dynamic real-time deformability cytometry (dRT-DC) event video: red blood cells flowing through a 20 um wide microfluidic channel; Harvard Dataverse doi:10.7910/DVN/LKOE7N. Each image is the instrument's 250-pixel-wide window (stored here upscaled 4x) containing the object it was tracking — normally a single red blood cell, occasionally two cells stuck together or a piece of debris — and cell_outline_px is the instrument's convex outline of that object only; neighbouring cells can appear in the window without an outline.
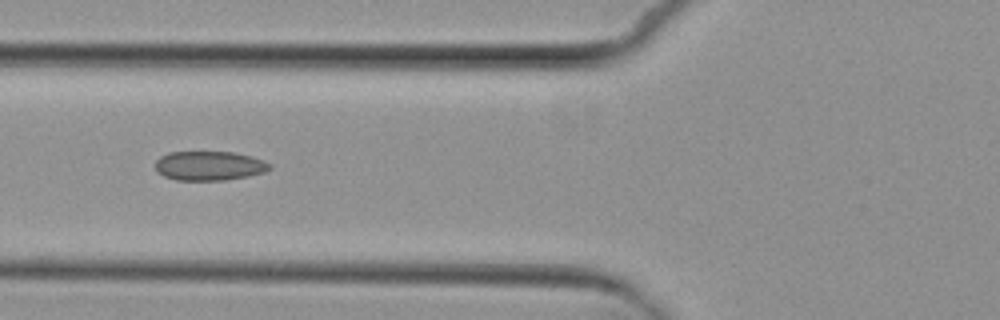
{"species": "common noctule bat (a hibernating species)", "species_latin": "Nyctalus noctula", "temperature_condition": "cold", "stored_images_in_passage": 4, "camera_frame_rate_fps": 3000, "um_per_image_px": 0.085, "animal": {"sex": "female", "body_mass_g": 29.2, "forearm_length_mm": 56.3}, "frame": {"image": 1, "passage_image": 3, "time_ms": 2.333, "image_size_px": [1000, 320], "cell_outline_px": [[272, 168], [264, 172], [248, 176], [224, 180], [176, 180], [164, 176], [156, 172], [156, 160], [160, 156], [168, 152], [232, 152], [252, 156], [264, 160], [272, 164]], "centroid_in_image_um": [17.8, 14.09], "position_along_channel_um": 108.0, "area_um2": 19.65}}
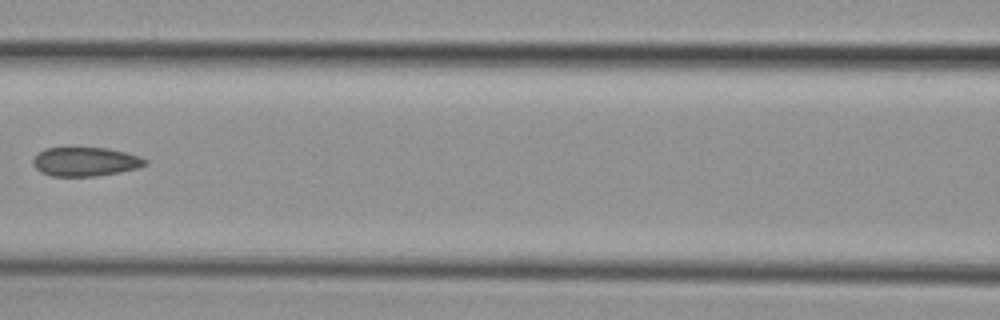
{"frame": {"image": 2, "passage_image": 4, "time_ms": 3.667, "image_size_px": [1000, 320], "cell_outline_px": [[148, 164], [140, 168], [120, 172], [96, 176], [52, 176], [40, 172], [32, 164], [32, 160], [44, 148], [76, 144], [108, 148], [140, 156], [148, 160]], "centroid_in_image_um": [7.25, 13.69], "position_along_channel_um": 159.4, "area_um2": 19.94}}